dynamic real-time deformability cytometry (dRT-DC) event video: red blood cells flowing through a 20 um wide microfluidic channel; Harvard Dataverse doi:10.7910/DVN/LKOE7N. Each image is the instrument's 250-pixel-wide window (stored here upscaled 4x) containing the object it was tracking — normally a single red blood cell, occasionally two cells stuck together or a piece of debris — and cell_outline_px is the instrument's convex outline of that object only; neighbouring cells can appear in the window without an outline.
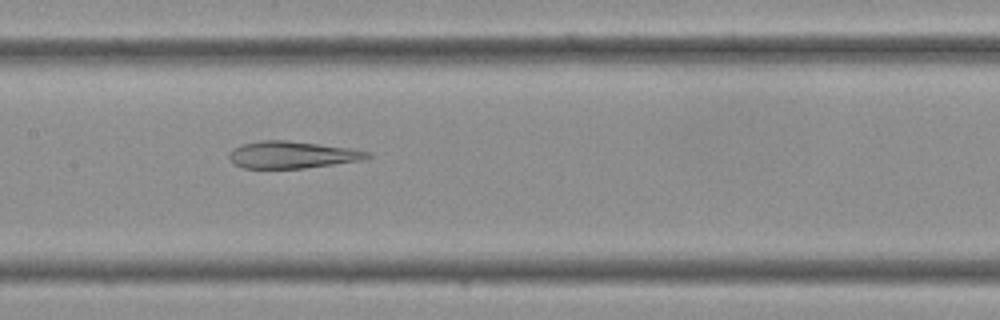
{"species": "Egyptian fruit bat (a non-hibernating species)", "species_latin": "Rousettus aegyptiacus", "temperature_condition": "cold", "stored_images_in_passage": 36, "camera_frame_rate_fps": 3000, "um_per_image_px": 0.085, "frame": {"image": 1, "passage_image": 17, "time_ms": 5.333, "image_size_px": [1000, 320], "cell_outline_px": [[372, 156], [364, 160], [304, 168], [244, 168], [236, 164], [228, 156], [232, 148], [244, 144], [260, 140], [288, 140], [348, 148], [372, 152]], "centroid_in_image_um": [24.86, 13.15], "position_along_channel_um": 182.5, "area_um2": 21.68}}
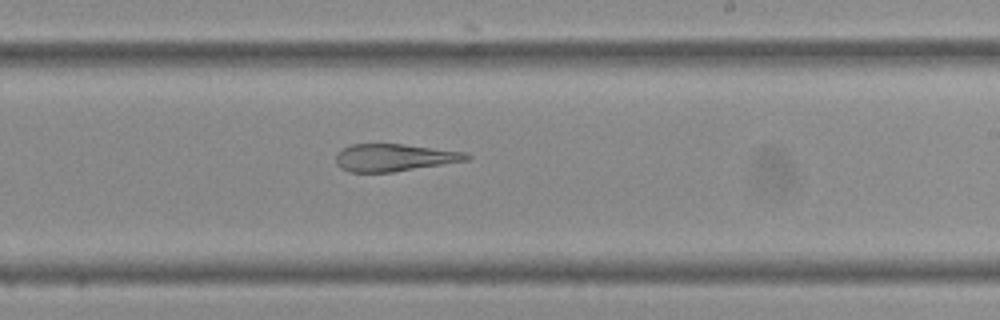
{"frame": {"image": 2, "passage_image": 21, "time_ms": 6.667, "image_size_px": [1000, 320], "cell_outline_px": [[472, 156], [468, 160], [392, 172], [348, 172], [340, 168], [336, 164], [336, 152], [340, 148], [352, 144], [404, 144], [468, 152]], "centroid_in_image_um": [33.48, 13.38], "position_along_channel_um": 255.5, "area_um2": 21.04}}
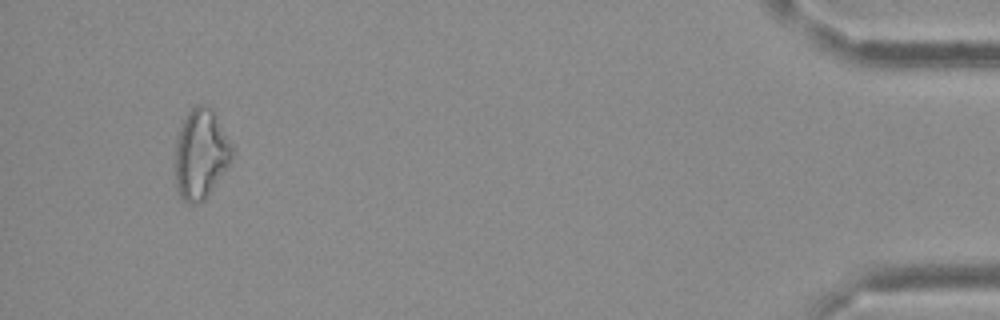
{"frame": {"image": 3, "passage_image": 34, "time_ms": 11.0, "image_size_px": [1000, 320], "cell_outline_px": [[232, 156], [228, 164], [204, 200], [196, 204], [188, 204], [180, 196], [176, 188], [176, 136], [180, 124], [188, 112], [196, 104], [208, 104], [212, 108], [232, 144]], "centroid_in_image_um": [17.04, 13.05], "position_along_channel_um": 418.2, "area_um2": 29.65}}